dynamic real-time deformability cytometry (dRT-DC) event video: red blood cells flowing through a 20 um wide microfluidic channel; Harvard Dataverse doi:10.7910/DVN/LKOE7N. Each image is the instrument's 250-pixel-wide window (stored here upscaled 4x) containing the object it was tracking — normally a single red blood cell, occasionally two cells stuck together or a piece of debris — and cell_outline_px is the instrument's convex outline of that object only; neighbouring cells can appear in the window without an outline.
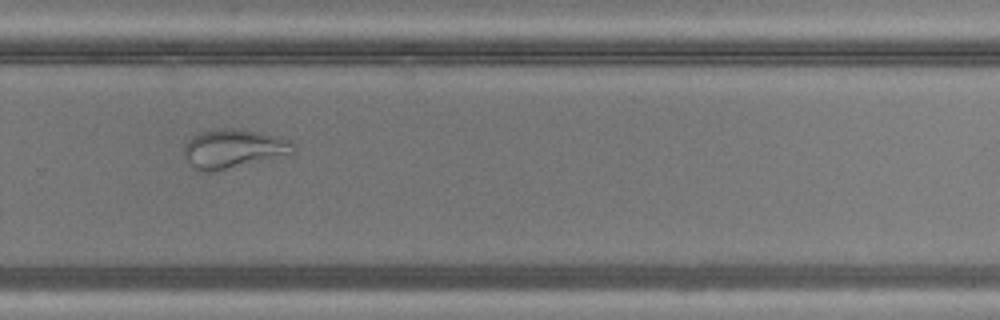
{"species": "common noctule bat (a hibernating species)", "species_latin": "Nyctalus noctula", "temperature_condition": "warm", "stored_images_in_passage": 35, "camera_frame_rate_fps": 3000, "um_per_image_px": 0.085, "animal": {"sex": "male", "body_mass_g": 20.5, "forearm_length_mm": 52.5}, "frame": {"image": 1, "passage_image": 20, "time_ms": 6.333, "image_size_px": [1000, 320], "cell_outline_px": [[296, 152], [292, 156], [208, 172], [200, 172], [192, 168], [184, 156], [184, 144], [192, 136], [200, 132], [216, 128], [236, 128], [260, 132], [280, 136], [288, 140], [296, 148]], "centroid_in_image_um": [19.89, 12.65], "position_along_channel_um": 309.9, "area_um2": 25.55}}
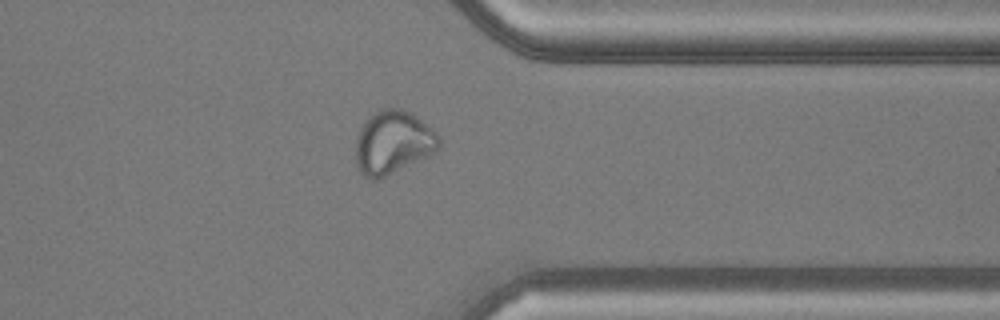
{"frame": {"image": 2, "passage_image": 25, "time_ms": 8.0, "image_size_px": [1000, 320], "cell_outline_px": [[440, 148], [436, 152], [428, 156], [376, 180], [372, 180], [364, 176], [360, 172], [356, 164], [356, 136], [364, 120], [372, 112], [380, 108], [400, 108], [412, 112], [436, 132], [440, 136]], "centroid_in_image_um": [33.39, 12.08], "position_along_channel_um": 378.0, "area_um2": 31.1}}
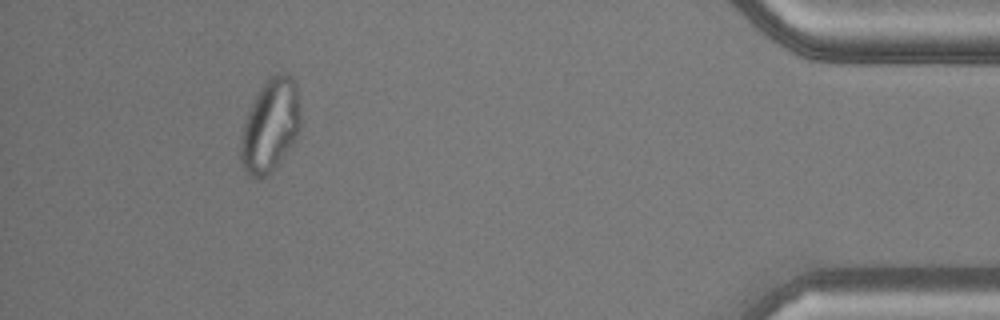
{"frame": {"image": 3, "passage_image": 31, "time_ms": 10.0, "image_size_px": [1000, 320], "cell_outline_px": [[300, 128], [292, 144], [272, 172], [260, 180], [256, 180], [248, 176], [244, 172], [240, 160], [240, 140], [244, 120], [260, 88], [268, 76], [276, 72], [288, 72], [292, 76], [296, 84], [300, 112]], "centroid_in_image_um": [22.95, 10.69], "position_along_channel_um": 412.2, "area_um2": 32.95}}